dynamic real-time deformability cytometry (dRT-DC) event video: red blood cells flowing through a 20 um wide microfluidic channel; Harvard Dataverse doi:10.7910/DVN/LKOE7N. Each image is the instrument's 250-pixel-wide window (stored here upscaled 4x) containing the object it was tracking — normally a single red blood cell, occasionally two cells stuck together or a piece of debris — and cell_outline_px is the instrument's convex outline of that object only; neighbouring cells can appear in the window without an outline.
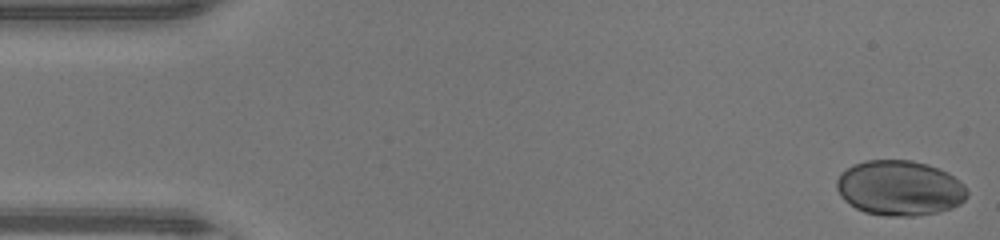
{"species": "human", "species_latin": "Homo sapiens", "temperature_condition": "warm", "stored_images_in_passage": 47, "camera_frame_rate_fps": 3000, "um_per_image_px": 0.085, "donor": {"sex": "male"}, "frame": {"image": 1, "passage_image": 1, "time_ms": 0.0, "image_size_px": [1000, 240], "cell_outline_px": [[968, 196], [960, 204], [952, 208], [936, 212], [916, 216], [884, 216], [864, 212], [856, 208], [844, 200], [840, 196], [836, 188], [836, 180], [840, 172], [852, 164], [868, 160], [912, 160], [928, 164], [940, 168], [948, 172], [960, 180], [964, 184], [968, 192]], "centroid_in_image_um": [76.47, 15.97], "position_along_channel_um": 8.5, "area_um2": 42.48}}
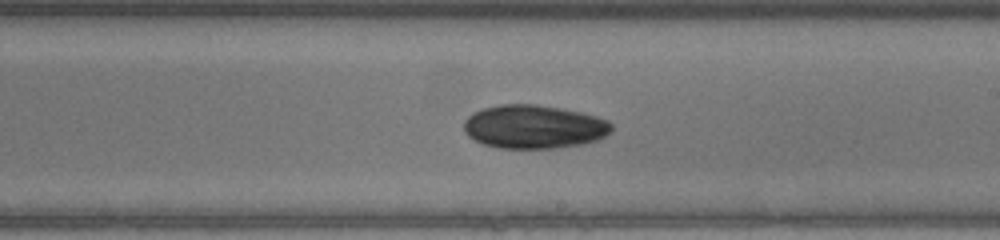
{"frame": {"image": 2, "passage_image": 27, "time_ms": 8.667, "image_size_px": [1000, 240], "cell_outline_px": [[612, 128], [604, 136], [596, 140], [580, 144], [552, 148], [500, 148], [484, 144], [468, 136], [464, 132], [464, 120], [472, 112], [484, 108], [500, 104], [536, 104], [560, 108], [580, 112], [596, 116], [608, 120], [612, 124]], "centroid_in_image_um": [45.35, 10.76], "position_along_channel_um": 243.6, "area_um2": 37.34}}
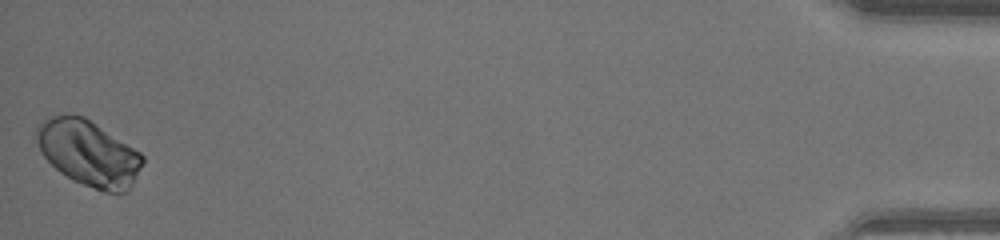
{"frame": {"image": 3, "passage_image": 47, "time_ms": 15.333, "image_size_px": [1000, 240], "cell_outline_px": [[144, 160], [132, 184], [120, 196], [72, 180], [60, 172], [40, 152], [32, 132], [36, 124], [52, 116], [84, 116], [140, 152], [144, 156]], "centroid_in_image_um": [7.49, 13.01], "position_along_channel_um": 427.7, "area_um2": 40.4}, "authors_computed_cell_mechanics": {"area_um2": 38.437, "velocity_mm_per_s": 4.3115, "shape_relaxation_time_tau1_ms": 2.5068, "shape_relaxation_time_tau2_ms": null, "deformation_change_tau1": 0.0592, "deformation_change_tau2": null}}